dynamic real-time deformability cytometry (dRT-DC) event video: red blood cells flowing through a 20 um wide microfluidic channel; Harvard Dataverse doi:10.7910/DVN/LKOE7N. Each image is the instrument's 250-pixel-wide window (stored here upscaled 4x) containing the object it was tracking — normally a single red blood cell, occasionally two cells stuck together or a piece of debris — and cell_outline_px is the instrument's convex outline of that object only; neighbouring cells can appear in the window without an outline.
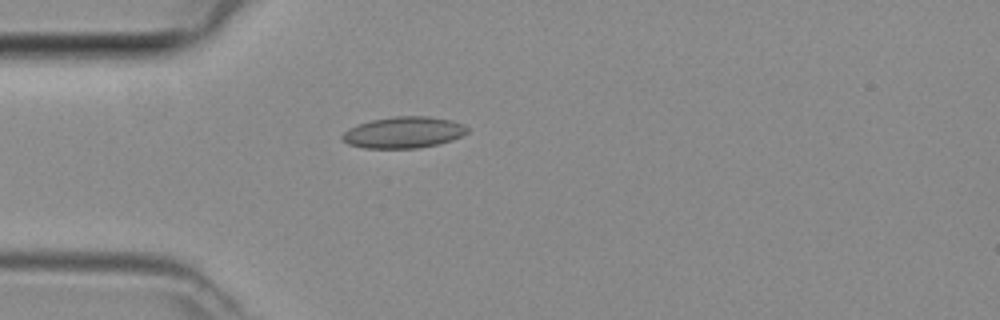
{"species": "common noctule bat (a hibernating species)", "species_latin": "Nyctalus noctula", "temperature_condition": "room temperature", "stored_images_in_passage": 1, "camera_frame_rate_fps": 3000, "um_per_image_px": 0.085, "animal": {"sex": "female", "body_mass_g": 29.2, "forearm_length_mm": 56.3}, "frame": {"image": 1, "passage_image": 1, "time_ms": 0.0, "image_size_px": [1000, 320], "cell_outline_px": [[468, 132], [452, 140], [440, 144], [416, 148], [364, 148], [348, 144], [340, 136], [344, 132], [360, 124], [372, 120], [396, 116], [428, 116], [452, 120], [464, 124], [468, 128]], "centroid_in_image_um": [34.35, 11.26], "position_along_channel_um": 50.6, "area_um2": 22.72}}